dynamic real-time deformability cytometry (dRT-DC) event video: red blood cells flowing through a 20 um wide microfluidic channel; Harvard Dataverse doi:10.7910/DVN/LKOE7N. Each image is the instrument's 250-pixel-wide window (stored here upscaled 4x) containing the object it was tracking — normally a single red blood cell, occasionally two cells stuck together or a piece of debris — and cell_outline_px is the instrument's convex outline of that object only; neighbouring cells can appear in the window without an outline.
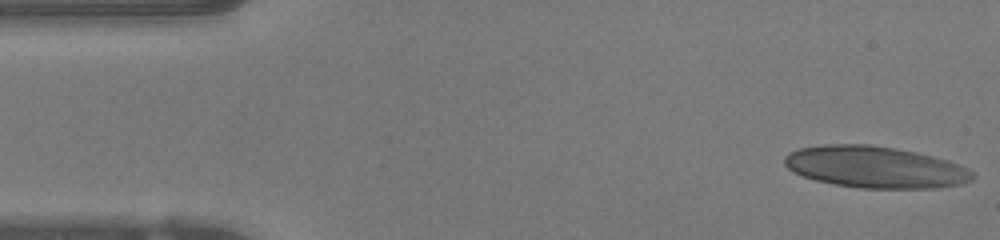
{"species": "human", "species_latin": "Homo sapiens", "temperature_condition": "warm", "stored_images_in_passage": 47, "camera_frame_rate_fps": 3000, "um_per_image_px": 0.085, "donor": {"sex": "female"}, "frame": {"image": 1, "passage_image": 1, "time_ms": 0.0, "image_size_px": [1000, 240], "cell_outline_px": [[976, 176], [972, 180], [960, 184], [936, 188], [860, 188], [836, 184], [816, 180], [792, 172], [784, 164], [784, 156], [788, 152], [800, 148], [828, 144], [864, 144], [892, 148], [932, 156], [948, 160], [968, 168]], "centroid_in_image_um": [74.38, 14.21], "position_along_channel_um": 10.6, "area_um2": 45.37}}
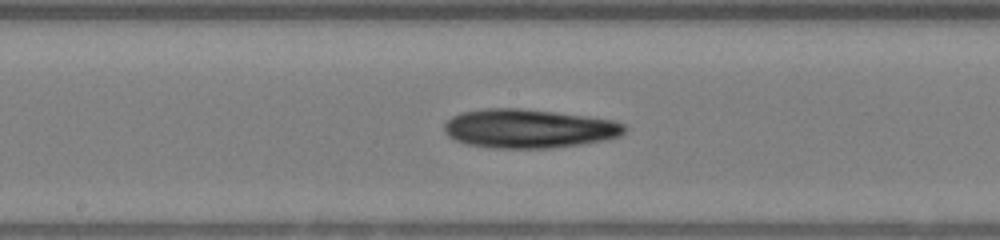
{"frame": {"image": 2, "passage_image": 23, "time_ms": 7.333, "image_size_px": [1000, 240], "cell_outline_px": [[628, 128], [620, 136], [608, 140], [552, 148], [496, 148], [468, 144], [456, 140], [448, 136], [444, 132], [444, 124], [452, 116], [460, 112], [488, 108], [516, 108], [556, 112], [612, 120], [624, 124]], "centroid_in_image_um": [44.95, 10.93], "position_along_channel_um": 203.2, "area_um2": 40.86}}
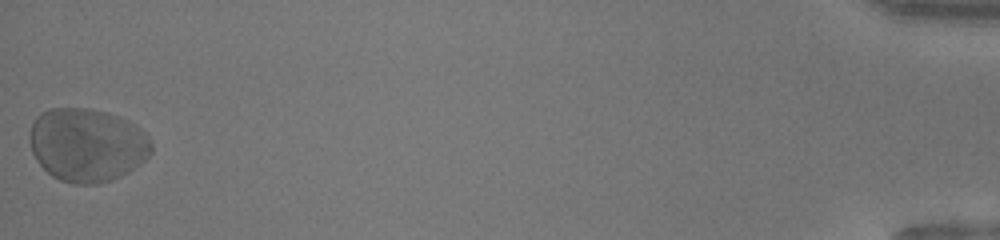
{"frame": {"image": 3, "passage_image": 47, "time_ms": 15.333, "image_size_px": [1000, 240], "cell_outline_px": [[152, 152], [140, 164], [128, 172], [112, 180], [96, 184], [72, 184], [60, 180], [52, 176], [36, 160], [32, 152], [28, 140], [28, 136], [32, 124], [36, 116], [40, 112], [52, 108], [88, 108], [108, 112], [120, 116], [136, 124], [148, 136], [152, 144]], "centroid_in_image_um": [7.4, 12.3], "position_along_channel_um": 427.8, "area_um2": 52.66}, "authors_computed_cell_mechanics": {"area_um2": 41.6738, "velocity_mm_per_s": 4.1476, "shape_relaxation_time_tau1_ms": 2.6287, "shape_relaxation_time_tau2_ms": 8.1501, "deformation_change_tau1": 0.1082, "deformation_change_tau2": 0.2176}}